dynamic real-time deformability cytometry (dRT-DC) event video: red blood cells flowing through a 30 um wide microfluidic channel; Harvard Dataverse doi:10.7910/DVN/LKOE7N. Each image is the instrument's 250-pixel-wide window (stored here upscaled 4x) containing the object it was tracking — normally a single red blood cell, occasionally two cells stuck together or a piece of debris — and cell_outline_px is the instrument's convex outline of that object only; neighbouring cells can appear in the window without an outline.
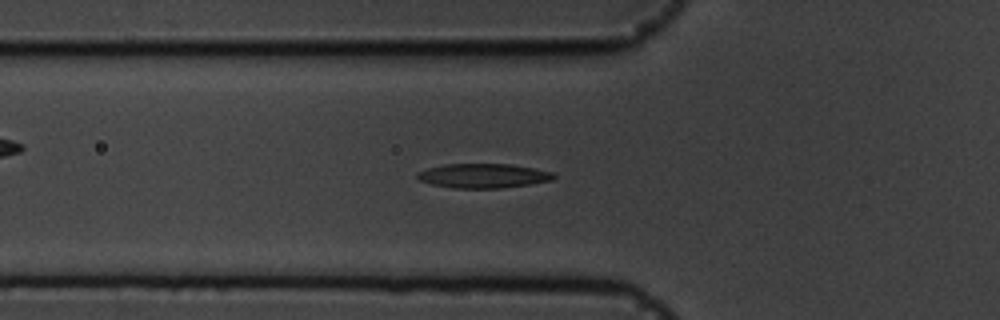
{"species": "common noctule bat (a hibernating species)", "species_latin": "Nyctalus noctula", "temperature_condition": "cold", "stored_images_in_passage": 57, "camera_frame_rate_fps": 3000, "um_per_image_px": 0.085, "animal": {"sex": "male", "body_mass_g": 19.5, "forearm_length_mm": 54.6}, "frame": {"image": 1, "passage_image": 19, "time_ms": 6.0, "image_size_px": [1000, 320], "cell_outline_px": [[556, 176], [552, 180], [528, 184], [500, 188], [452, 188], [432, 184], [420, 180], [416, 176], [416, 172], [428, 168], [444, 164], [512, 164], [536, 168], [552, 172]], "centroid_in_image_um": [41.07, 14.93], "position_along_channel_um": 84.7, "area_um2": 19.36}}
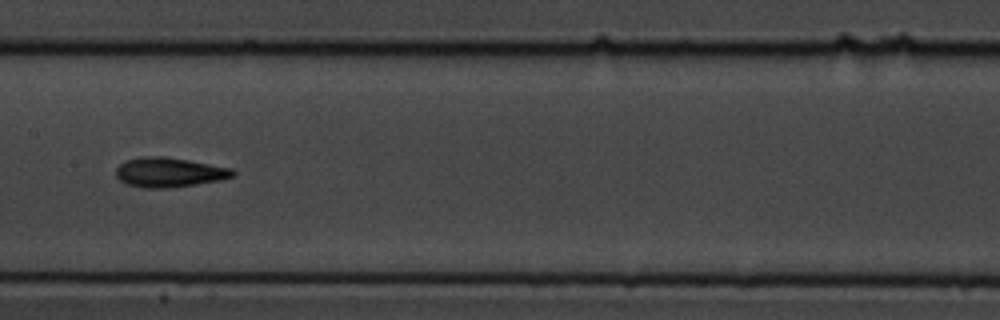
{"frame": {"image": 2, "passage_image": 28, "time_ms": 9.0, "image_size_px": [1000, 320], "cell_outline_px": [[236, 176], [220, 180], [196, 184], [168, 188], [144, 188], [124, 184], [116, 176], [116, 168], [124, 160], [140, 156], [164, 156], [188, 160], [232, 168], [236, 172]], "centroid_in_image_um": [14.36, 14.64], "position_along_channel_um": 193.0, "area_um2": 20.4}}
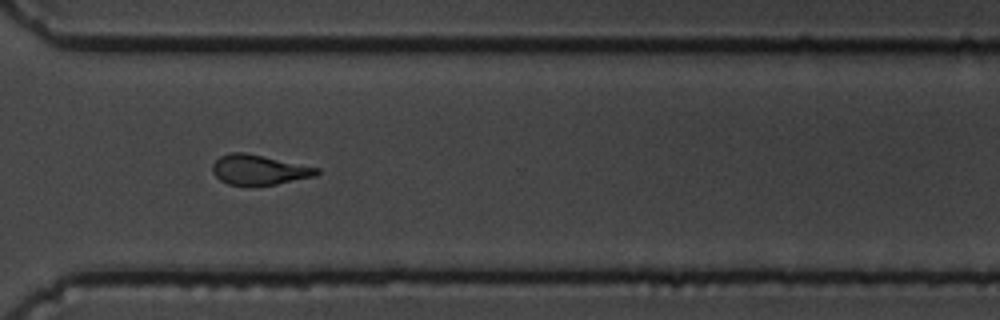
{"frame": {"image": 3, "passage_image": 41, "time_ms": 13.333, "image_size_px": [1000, 320], "cell_outline_px": [[320, 172], [316, 176], [276, 184], [228, 184], [220, 180], [212, 172], [212, 164], [220, 156], [232, 152], [244, 152], [264, 156], [320, 168]], "centroid_in_image_um": [22.03, 14.42], "position_along_channel_um": 348.6, "area_um2": 17.98}, "authors_computed_cell_mechanics": {"area_um2": 18.6694, "velocity_mm_per_s": 3.5928, "shape_relaxation_time_tau1_ms": 3.5006, "shape_relaxation_time_tau2_ms": 3.9098, "deformation_change_tau1": 0.1424, "deformation_change_tau2": 0.1248}}